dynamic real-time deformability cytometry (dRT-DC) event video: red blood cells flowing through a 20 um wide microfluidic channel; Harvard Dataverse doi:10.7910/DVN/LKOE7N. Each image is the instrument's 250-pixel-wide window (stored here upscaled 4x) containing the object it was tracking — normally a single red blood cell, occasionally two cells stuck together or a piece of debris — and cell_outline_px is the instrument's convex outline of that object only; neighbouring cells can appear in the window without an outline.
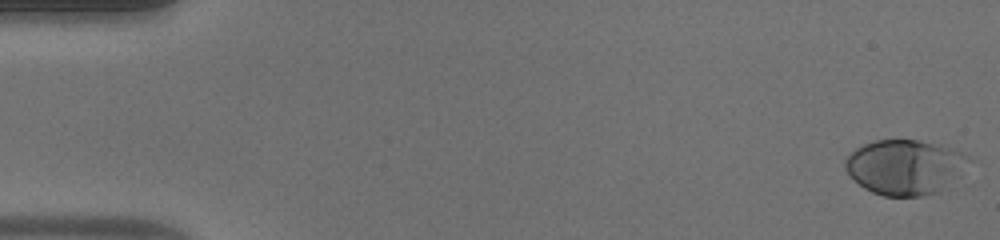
{"species": "human", "species_latin": "Homo sapiens", "temperature_condition": "warm", "stored_images_in_passage": 54, "camera_frame_rate_fps": 3000, "um_per_image_px": 0.085, "donor": {"sex": "male"}, "frame": {"image": 1, "passage_image": 1, "time_ms": 0.0, "image_size_px": [1000, 240], "cell_outline_px": [[968, 160], [940, 192], [920, 196], [884, 196], [872, 192], [864, 188], [844, 168], [844, 160], [856, 148], [864, 144], [876, 140], [916, 140], [948, 148], [960, 152], [968, 156]], "centroid_in_image_um": [76.82, 14.21], "position_along_channel_um": 8.2, "area_um2": 38.38}}
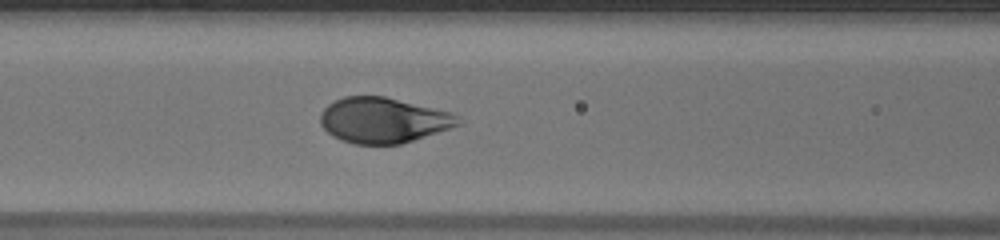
{"frame": {"image": 2, "passage_image": 23, "time_ms": 7.333, "image_size_px": [1000, 240], "cell_outline_px": [[464, 120], [460, 124], [400, 144], [356, 144], [340, 140], [332, 136], [320, 124], [320, 112], [328, 104], [344, 96], [384, 96], [452, 112]], "centroid_in_image_um": [32.55, 10.21], "position_along_channel_um": 134.0, "area_um2": 36.36}}
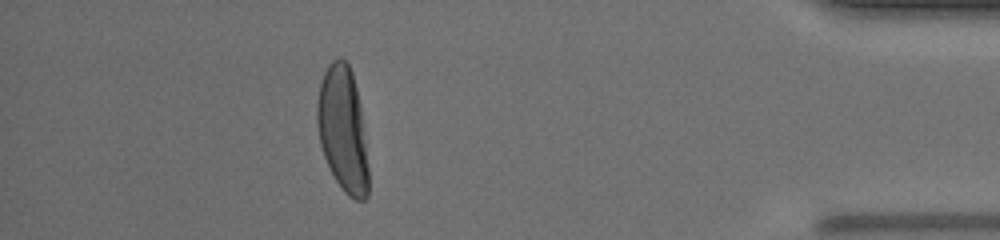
{"frame": {"image": 3, "passage_image": 48, "time_ms": 15.667, "image_size_px": [1000, 240], "cell_outline_px": [[368, 196], [364, 200], [356, 200], [348, 196], [344, 192], [336, 180], [324, 156], [320, 144], [316, 124], [316, 104], [320, 84], [324, 72], [328, 64], [332, 60], [340, 56], [348, 64], [352, 72], [360, 104], [368, 168]], "centroid_in_image_um": [29.12, 10.98], "position_along_channel_um": 406.1, "area_um2": 37.4}, "authors_computed_cell_mechanics": {"area_um2": 37.7145, "velocity_mm_per_s": 3.8366, "shape_relaxation_time_tau1_ms": 3.0889, "shape_relaxation_time_tau2_ms": null, "deformation_change_tau1": 0.202, "deformation_change_tau2": null}}